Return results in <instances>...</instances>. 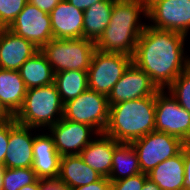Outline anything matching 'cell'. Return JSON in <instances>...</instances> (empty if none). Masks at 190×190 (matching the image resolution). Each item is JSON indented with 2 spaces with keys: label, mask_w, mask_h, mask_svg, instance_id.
<instances>
[{
  "label": "cell",
  "mask_w": 190,
  "mask_h": 190,
  "mask_svg": "<svg viewBox=\"0 0 190 190\" xmlns=\"http://www.w3.org/2000/svg\"><path fill=\"white\" fill-rule=\"evenodd\" d=\"M186 39L183 34L146 25L132 62L149 75L158 89H166L190 66V57L184 55Z\"/></svg>",
  "instance_id": "obj_1"
},
{
  "label": "cell",
  "mask_w": 190,
  "mask_h": 190,
  "mask_svg": "<svg viewBox=\"0 0 190 190\" xmlns=\"http://www.w3.org/2000/svg\"><path fill=\"white\" fill-rule=\"evenodd\" d=\"M141 14L147 20V0H115L111 21L95 43L96 49L133 57L138 39L146 26L141 22Z\"/></svg>",
  "instance_id": "obj_2"
},
{
  "label": "cell",
  "mask_w": 190,
  "mask_h": 190,
  "mask_svg": "<svg viewBox=\"0 0 190 190\" xmlns=\"http://www.w3.org/2000/svg\"><path fill=\"white\" fill-rule=\"evenodd\" d=\"M156 94L110 106L105 134L119 143H131L155 131Z\"/></svg>",
  "instance_id": "obj_3"
},
{
  "label": "cell",
  "mask_w": 190,
  "mask_h": 190,
  "mask_svg": "<svg viewBox=\"0 0 190 190\" xmlns=\"http://www.w3.org/2000/svg\"><path fill=\"white\" fill-rule=\"evenodd\" d=\"M63 114L64 103L53 83L28 89L23 105L14 118L19 124L48 130L63 118Z\"/></svg>",
  "instance_id": "obj_4"
},
{
  "label": "cell",
  "mask_w": 190,
  "mask_h": 190,
  "mask_svg": "<svg viewBox=\"0 0 190 190\" xmlns=\"http://www.w3.org/2000/svg\"><path fill=\"white\" fill-rule=\"evenodd\" d=\"M95 49V42L85 38H53L40 50L56 74L72 69L87 71L91 65Z\"/></svg>",
  "instance_id": "obj_5"
},
{
  "label": "cell",
  "mask_w": 190,
  "mask_h": 190,
  "mask_svg": "<svg viewBox=\"0 0 190 190\" xmlns=\"http://www.w3.org/2000/svg\"><path fill=\"white\" fill-rule=\"evenodd\" d=\"M109 112L107 96L87 89L78 97L64 103L63 117L90 125L98 133H104L109 121Z\"/></svg>",
  "instance_id": "obj_6"
},
{
  "label": "cell",
  "mask_w": 190,
  "mask_h": 190,
  "mask_svg": "<svg viewBox=\"0 0 190 190\" xmlns=\"http://www.w3.org/2000/svg\"><path fill=\"white\" fill-rule=\"evenodd\" d=\"M131 63L132 57L126 54L95 49L91 65L87 70L88 89L108 97L113 86Z\"/></svg>",
  "instance_id": "obj_7"
},
{
  "label": "cell",
  "mask_w": 190,
  "mask_h": 190,
  "mask_svg": "<svg viewBox=\"0 0 190 190\" xmlns=\"http://www.w3.org/2000/svg\"><path fill=\"white\" fill-rule=\"evenodd\" d=\"M131 144L137 153L141 172L148 174L161 162L179 154L186 143L173 135L152 131Z\"/></svg>",
  "instance_id": "obj_8"
},
{
  "label": "cell",
  "mask_w": 190,
  "mask_h": 190,
  "mask_svg": "<svg viewBox=\"0 0 190 190\" xmlns=\"http://www.w3.org/2000/svg\"><path fill=\"white\" fill-rule=\"evenodd\" d=\"M155 115V131L190 143V113L166 89H159L156 93Z\"/></svg>",
  "instance_id": "obj_9"
},
{
  "label": "cell",
  "mask_w": 190,
  "mask_h": 190,
  "mask_svg": "<svg viewBox=\"0 0 190 190\" xmlns=\"http://www.w3.org/2000/svg\"><path fill=\"white\" fill-rule=\"evenodd\" d=\"M149 26L183 34L190 31V0H147Z\"/></svg>",
  "instance_id": "obj_10"
},
{
  "label": "cell",
  "mask_w": 190,
  "mask_h": 190,
  "mask_svg": "<svg viewBox=\"0 0 190 190\" xmlns=\"http://www.w3.org/2000/svg\"><path fill=\"white\" fill-rule=\"evenodd\" d=\"M8 29L32 42L38 49L53 39L50 15L29 2Z\"/></svg>",
  "instance_id": "obj_11"
},
{
  "label": "cell",
  "mask_w": 190,
  "mask_h": 190,
  "mask_svg": "<svg viewBox=\"0 0 190 190\" xmlns=\"http://www.w3.org/2000/svg\"><path fill=\"white\" fill-rule=\"evenodd\" d=\"M48 132L52 135L55 148L61 157L80 154L93 140L92 136L99 134L90 125L73 122L64 117L52 125Z\"/></svg>",
  "instance_id": "obj_12"
},
{
  "label": "cell",
  "mask_w": 190,
  "mask_h": 190,
  "mask_svg": "<svg viewBox=\"0 0 190 190\" xmlns=\"http://www.w3.org/2000/svg\"><path fill=\"white\" fill-rule=\"evenodd\" d=\"M158 90L149 75L132 62L113 86L107 98L111 106L124 101L153 96Z\"/></svg>",
  "instance_id": "obj_13"
},
{
  "label": "cell",
  "mask_w": 190,
  "mask_h": 190,
  "mask_svg": "<svg viewBox=\"0 0 190 190\" xmlns=\"http://www.w3.org/2000/svg\"><path fill=\"white\" fill-rule=\"evenodd\" d=\"M34 128L9 119V144L4 158L6 168H32Z\"/></svg>",
  "instance_id": "obj_14"
},
{
  "label": "cell",
  "mask_w": 190,
  "mask_h": 190,
  "mask_svg": "<svg viewBox=\"0 0 190 190\" xmlns=\"http://www.w3.org/2000/svg\"><path fill=\"white\" fill-rule=\"evenodd\" d=\"M36 133L33 142L32 170L38 179H57L59 175L61 156L55 148L52 135L48 132Z\"/></svg>",
  "instance_id": "obj_15"
},
{
  "label": "cell",
  "mask_w": 190,
  "mask_h": 190,
  "mask_svg": "<svg viewBox=\"0 0 190 190\" xmlns=\"http://www.w3.org/2000/svg\"><path fill=\"white\" fill-rule=\"evenodd\" d=\"M39 49L8 28H0V69L16 70Z\"/></svg>",
  "instance_id": "obj_16"
},
{
  "label": "cell",
  "mask_w": 190,
  "mask_h": 190,
  "mask_svg": "<svg viewBox=\"0 0 190 190\" xmlns=\"http://www.w3.org/2000/svg\"><path fill=\"white\" fill-rule=\"evenodd\" d=\"M49 15L53 38H83L84 11L62 0Z\"/></svg>",
  "instance_id": "obj_17"
},
{
  "label": "cell",
  "mask_w": 190,
  "mask_h": 190,
  "mask_svg": "<svg viewBox=\"0 0 190 190\" xmlns=\"http://www.w3.org/2000/svg\"><path fill=\"white\" fill-rule=\"evenodd\" d=\"M119 144L114 138L105 133H99L79 155L88 166L97 171L102 177L108 178L112 168L113 152Z\"/></svg>",
  "instance_id": "obj_18"
},
{
  "label": "cell",
  "mask_w": 190,
  "mask_h": 190,
  "mask_svg": "<svg viewBox=\"0 0 190 190\" xmlns=\"http://www.w3.org/2000/svg\"><path fill=\"white\" fill-rule=\"evenodd\" d=\"M101 178L102 176L88 166L79 154L63 156L60 159L57 179L68 189L85 186Z\"/></svg>",
  "instance_id": "obj_19"
},
{
  "label": "cell",
  "mask_w": 190,
  "mask_h": 190,
  "mask_svg": "<svg viewBox=\"0 0 190 190\" xmlns=\"http://www.w3.org/2000/svg\"><path fill=\"white\" fill-rule=\"evenodd\" d=\"M147 175L161 190H184L183 148L179 154L161 162Z\"/></svg>",
  "instance_id": "obj_20"
},
{
  "label": "cell",
  "mask_w": 190,
  "mask_h": 190,
  "mask_svg": "<svg viewBox=\"0 0 190 190\" xmlns=\"http://www.w3.org/2000/svg\"><path fill=\"white\" fill-rule=\"evenodd\" d=\"M26 91L19 71L0 69V104L12 117L21 109Z\"/></svg>",
  "instance_id": "obj_21"
},
{
  "label": "cell",
  "mask_w": 190,
  "mask_h": 190,
  "mask_svg": "<svg viewBox=\"0 0 190 190\" xmlns=\"http://www.w3.org/2000/svg\"><path fill=\"white\" fill-rule=\"evenodd\" d=\"M18 71L27 90L54 83L52 66L40 49L28 58Z\"/></svg>",
  "instance_id": "obj_22"
},
{
  "label": "cell",
  "mask_w": 190,
  "mask_h": 190,
  "mask_svg": "<svg viewBox=\"0 0 190 190\" xmlns=\"http://www.w3.org/2000/svg\"><path fill=\"white\" fill-rule=\"evenodd\" d=\"M115 0H102L84 11L83 38L97 42L111 21Z\"/></svg>",
  "instance_id": "obj_23"
},
{
  "label": "cell",
  "mask_w": 190,
  "mask_h": 190,
  "mask_svg": "<svg viewBox=\"0 0 190 190\" xmlns=\"http://www.w3.org/2000/svg\"><path fill=\"white\" fill-rule=\"evenodd\" d=\"M141 173L137 153L131 143H120L113 152L110 181H117Z\"/></svg>",
  "instance_id": "obj_24"
},
{
  "label": "cell",
  "mask_w": 190,
  "mask_h": 190,
  "mask_svg": "<svg viewBox=\"0 0 190 190\" xmlns=\"http://www.w3.org/2000/svg\"><path fill=\"white\" fill-rule=\"evenodd\" d=\"M54 84L63 103L78 97L88 89L87 71L67 70L54 75Z\"/></svg>",
  "instance_id": "obj_25"
},
{
  "label": "cell",
  "mask_w": 190,
  "mask_h": 190,
  "mask_svg": "<svg viewBox=\"0 0 190 190\" xmlns=\"http://www.w3.org/2000/svg\"><path fill=\"white\" fill-rule=\"evenodd\" d=\"M37 176L32 168H6L3 177V190H19L33 184Z\"/></svg>",
  "instance_id": "obj_26"
},
{
  "label": "cell",
  "mask_w": 190,
  "mask_h": 190,
  "mask_svg": "<svg viewBox=\"0 0 190 190\" xmlns=\"http://www.w3.org/2000/svg\"><path fill=\"white\" fill-rule=\"evenodd\" d=\"M166 90L190 113V66Z\"/></svg>",
  "instance_id": "obj_27"
},
{
  "label": "cell",
  "mask_w": 190,
  "mask_h": 190,
  "mask_svg": "<svg viewBox=\"0 0 190 190\" xmlns=\"http://www.w3.org/2000/svg\"><path fill=\"white\" fill-rule=\"evenodd\" d=\"M28 0H0V28H8Z\"/></svg>",
  "instance_id": "obj_28"
},
{
  "label": "cell",
  "mask_w": 190,
  "mask_h": 190,
  "mask_svg": "<svg viewBox=\"0 0 190 190\" xmlns=\"http://www.w3.org/2000/svg\"><path fill=\"white\" fill-rule=\"evenodd\" d=\"M147 177L146 173L141 172L131 177L111 181V190H142Z\"/></svg>",
  "instance_id": "obj_29"
},
{
  "label": "cell",
  "mask_w": 190,
  "mask_h": 190,
  "mask_svg": "<svg viewBox=\"0 0 190 190\" xmlns=\"http://www.w3.org/2000/svg\"><path fill=\"white\" fill-rule=\"evenodd\" d=\"M9 144V119L0 122V165H4V158L7 154Z\"/></svg>",
  "instance_id": "obj_30"
},
{
  "label": "cell",
  "mask_w": 190,
  "mask_h": 190,
  "mask_svg": "<svg viewBox=\"0 0 190 190\" xmlns=\"http://www.w3.org/2000/svg\"><path fill=\"white\" fill-rule=\"evenodd\" d=\"M68 190H111V181L107 177H102L94 183Z\"/></svg>",
  "instance_id": "obj_31"
},
{
  "label": "cell",
  "mask_w": 190,
  "mask_h": 190,
  "mask_svg": "<svg viewBox=\"0 0 190 190\" xmlns=\"http://www.w3.org/2000/svg\"><path fill=\"white\" fill-rule=\"evenodd\" d=\"M183 159L185 168L184 190H190V143L183 146Z\"/></svg>",
  "instance_id": "obj_32"
},
{
  "label": "cell",
  "mask_w": 190,
  "mask_h": 190,
  "mask_svg": "<svg viewBox=\"0 0 190 190\" xmlns=\"http://www.w3.org/2000/svg\"><path fill=\"white\" fill-rule=\"evenodd\" d=\"M62 0H28L32 5H35L38 9L50 14L51 11L61 2Z\"/></svg>",
  "instance_id": "obj_33"
},
{
  "label": "cell",
  "mask_w": 190,
  "mask_h": 190,
  "mask_svg": "<svg viewBox=\"0 0 190 190\" xmlns=\"http://www.w3.org/2000/svg\"><path fill=\"white\" fill-rule=\"evenodd\" d=\"M40 190H68L58 179L41 180Z\"/></svg>",
  "instance_id": "obj_34"
},
{
  "label": "cell",
  "mask_w": 190,
  "mask_h": 190,
  "mask_svg": "<svg viewBox=\"0 0 190 190\" xmlns=\"http://www.w3.org/2000/svg\"><path fill=\"white\" fill-rule=\"evenodd\" d=\"M66 1L72 4L74 7L82 11H85L91 5L95 4L96 2H100L102 0H66Z\"/></svg>",
  "instance_id": "obj_35"
},
{
  "label": "cell",
  "mask_w": 190,
  "mask_h": 190,
  "mask_svg": "<svg viewBox=\"0 0 190 190\" xmlns=\"http://www.w3.org/2000/svg\"><path fill=\"white\" fill-rule=\"evenodd\" d=\"M142 190H161V189L157 186L155 182H153L151 179L147 177Z\"/></svg>",
  "instance_id": "obj_36"
},
{
  "label": "cell",
  "mask_w": 190,
  "mask_h": 190,
  "mask_svg": "<svg viewBox=\"0 0 190 190\" xmlns=\"http://www.w3.org/2000/svg\"><path fill=\"white\" fill-rule=\"evenodd\" d=\"M41 189V179H37L33 184L26 185L19 190H40Z\"/></svg>",
  "instance_id": "obj_37"
},
{
  "label": "cell",
  "mask_w": 190,
  "mask_h": 190,
  "mask_svg": "<svg viewBox=\"0 0 190 190\" xmlns=\"http://www.w3.org/2000/svg\"><path fill=\"white\" fill-rule=\"evenodd\" d=\"M10 118H12V116L0 104V122L7 121Z\"/></svg>",
  "instance_id": "obj_38"
},
{
  "label": "cell",
  "mask_w": 190,
  "mask_h": 190,
  "mask_svg": "<svg viewBox=\"0 0 190 190\" xmlns=\"http://www.w3.org/2000/svg\"><path fill=\"white\" fill-rule=\"evenodd\" d=\"M6 167L4 165H0V190H3V177Z\"/></svg>",
  "instance_id": "obj_39"
}]
</instances>
